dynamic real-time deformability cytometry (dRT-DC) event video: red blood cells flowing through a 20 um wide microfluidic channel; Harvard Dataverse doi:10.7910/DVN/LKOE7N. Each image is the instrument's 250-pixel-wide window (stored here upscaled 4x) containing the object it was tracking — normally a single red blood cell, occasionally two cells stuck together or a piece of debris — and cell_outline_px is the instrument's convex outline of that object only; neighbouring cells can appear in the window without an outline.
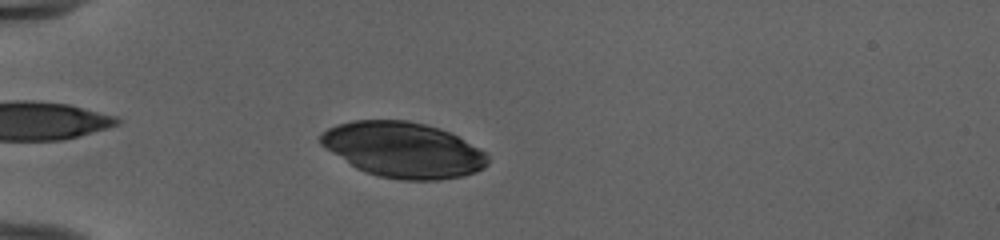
{"species": "human", "species_latin": "Homo sapiens", "temperature_condition": "cold", "stored_images_in_passage": 52, "camera_frame_rate_fps": 3000, "um_per_image_px": 0.085, "donor": {"sex": "female"}, "frame": {"image": 1, "passage_image": 16, "time_ms": 5.0, "image_size_px": [1000, 240], "cell_outline_px": [[488, 164], [484, 168], [476, 172], [460, 176], [436, 180], [400, 180], [380, 176], [364, 172], [356, 168], [320, 144], [320, 132], [336, 124], [352, 120], [408, 120], [440, 128], [480, 148], [488, 156]], "centroid_in_image_um": [34.26, 12.73], "position_along_channel_um": 50.7, "area_um2": 53.87}}
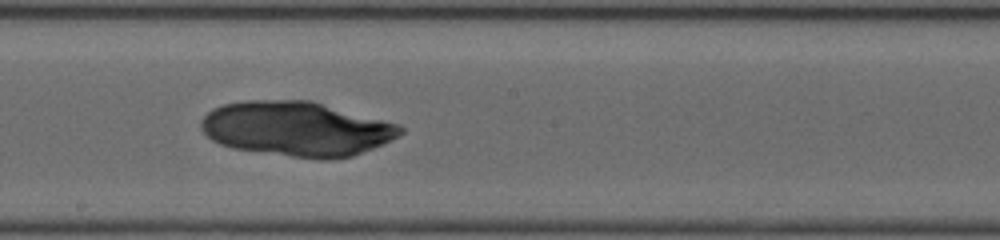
{"frame": {"image": 2, "passage_image": 31, "time_ms": 10.0, "image_size_px": [1000, 240], "cell_outline_px": [[404, 132], [372, 148], [352, 156], [332, 160], [320, 160], [232, 148], [220, 144], [212, 140], [200, 128], [200, 120], [212, 108], [224, 104], [248, 100], [312, 100], [400, 124], [404, 128]], "centroid_in_image_um": [25.2, 10.94], "position_along_channel_um": 223.0, "area_um2": 63.58}}
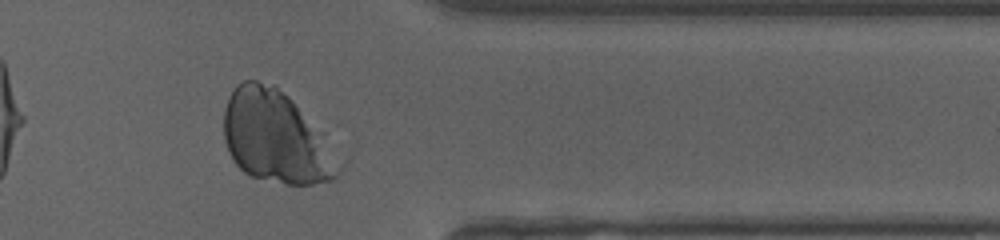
{"frame": {"image": 3, "passage_image": 44, "time_ms": 14.333, "image_size_px": [1000, 240], "cell_outline_px": [[344, 168], [332, 180], [312, 184], [288, 184], [252, 176], [244, 172], [236, 164], [228, 152], [224, 140], [224, 108], [228, 96], [236, 84], [244, 80], [256, 80], [276, 84], [324, 132]], "centroid_in_image_um": [23.47, 11.64], "position_along_channel_um": 387.9, "area_um2": 62.42}}